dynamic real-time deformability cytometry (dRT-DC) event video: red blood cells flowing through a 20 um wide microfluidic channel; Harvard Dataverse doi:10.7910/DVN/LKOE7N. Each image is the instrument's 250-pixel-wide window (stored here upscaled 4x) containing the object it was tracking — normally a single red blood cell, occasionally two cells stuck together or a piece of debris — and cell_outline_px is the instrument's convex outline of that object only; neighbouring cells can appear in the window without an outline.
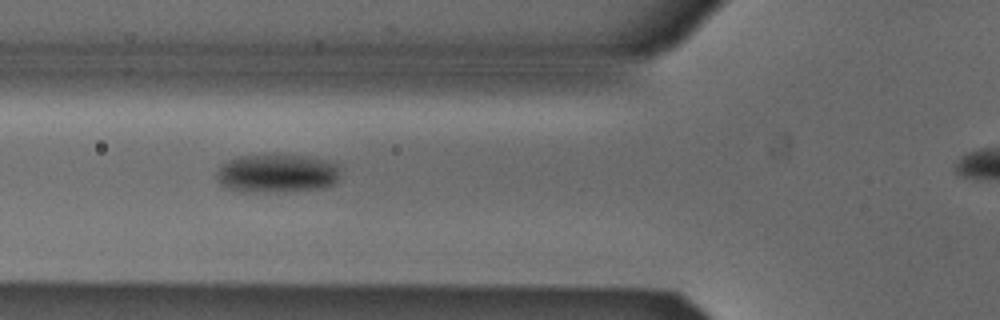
{"species": "Egyptian fruit bat (a non-hibernating species)", "species_latin": "Rousettus aegyptiacus", "temperature_condition": "cold", "stored_images_in_passage": 5, "segment_of_instrument_passage": [1, 2], "camera_frame_rate_fps": 3000, "um_per_image_px": 0.085, "animal": {"sex": "male"}, "frame": {"image": 1, "passage_image": 3, "time_ms": 0.667, "image_size_px": [1000, 320], "cell_outline_px": [[340, 172], [336, 184], [324, 188], [284, 192], [244, 192], [224, 188], [216, 180], [216, 172], [228, 160], [240, 156], [304, 156], [324, 160], [340, 164]], "centroid_in_image_um": [23.56, 14.78], "position_along_channel_um": 102.2, "area_um2": 27.98}}
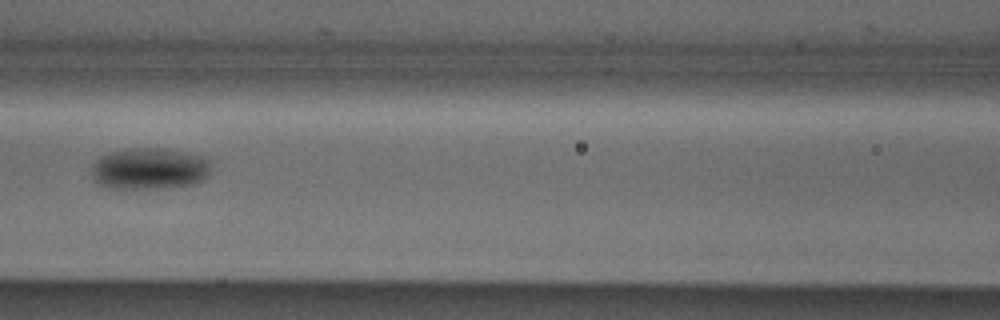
{"frame": {"image": 2, "passage_image": 4, "time_ms": 1.0, "image_size_px": [1000, 320], "cell_outline_px": [[208, 176], [196, 184], [168, 188], [108, 188], [100, 184], [92, 176], [92, 164], [100, 156], [108, 152], [128, 148], [156, 148], [184, 152], [208, 156]], "centroid_in_image_um": [12.7, 14.33], "position_along_channel_um": 153.9, "area_um2": 29.07}}